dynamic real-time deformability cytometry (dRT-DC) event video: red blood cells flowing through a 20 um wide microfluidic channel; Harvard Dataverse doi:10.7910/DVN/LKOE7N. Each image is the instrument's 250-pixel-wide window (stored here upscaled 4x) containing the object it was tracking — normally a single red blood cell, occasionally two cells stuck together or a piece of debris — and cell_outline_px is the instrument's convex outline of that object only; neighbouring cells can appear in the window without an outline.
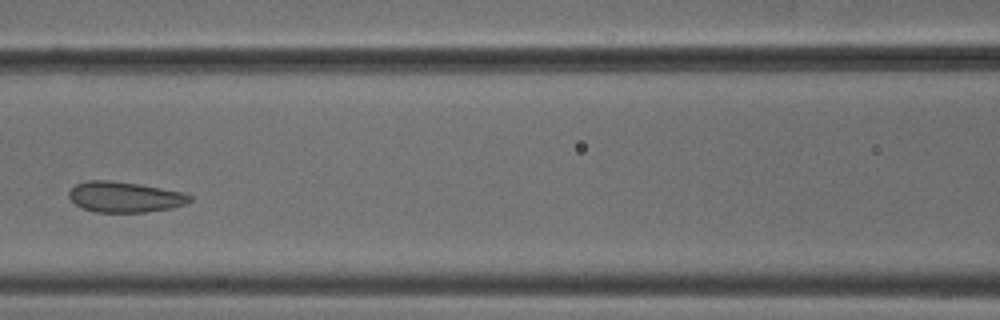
{"species": "common noctule bat (a hibernating species)", "species_latin": "Nyctalus noctula", "temperature_condition": "cold", "stored_images_in_passage": 5, "camera_frame_rate_fps": 3000, "um_per_image_px": 0.085, "animal": {"sex": "male", "body_mass_g": 18.8}, "frame": {"image": 1, "passage_image": 5, "time_ms": 1.333, "image_size_px": [1000, 320], "cell_outline_px": [[192, 200], [184, 204], [172, 208], [144, 212], [96, 212], [80, 208], [68, 196], [68, 192], [76, 184], [88, 180], [112, 180], [140, 184], [184, 192], [192, 196]], "centroid_in_image_um": [10.6, 16.74], "position_along_channel_um": 156.0, "area_um2": 21.68}}